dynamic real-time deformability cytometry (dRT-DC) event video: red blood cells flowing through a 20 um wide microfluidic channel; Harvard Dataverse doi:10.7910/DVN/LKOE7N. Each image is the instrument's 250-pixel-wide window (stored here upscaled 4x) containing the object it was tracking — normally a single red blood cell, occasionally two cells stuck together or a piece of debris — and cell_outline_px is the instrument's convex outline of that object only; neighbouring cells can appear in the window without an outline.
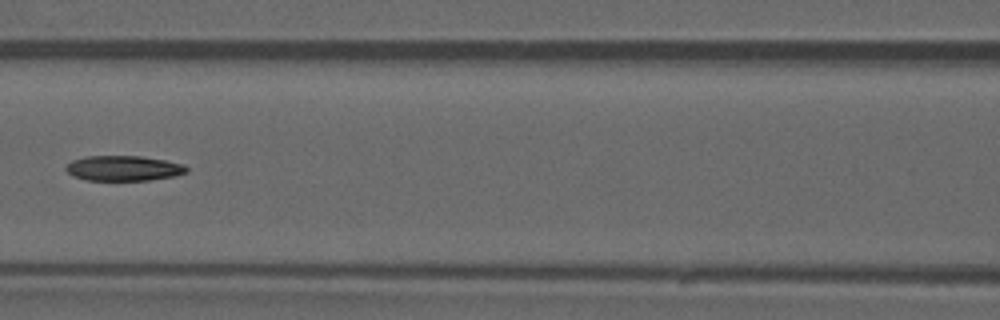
{"species": "common noctule bat (a hibernating species)", "species_latin": "Nyctalus noctula", "temperature_condition": "warm", "stored_images_in_passage": 34, "camera_frame_rate_fps": 3000, "um_per_image_px": 0.085, "animal": {"sex": "male", "forearm_length_mm": 52.5}, "frame": {"image": 1, "passage_image": 10, "time_ms": 3.0, "image_size_px": [1000, 320], "cell_outline_px": [[188, 172], [172, 176], [148, 180], [88, 180], [76, 176], [68, 172], [64, 168], [72, 160], [84, 156], [140, 156], [164, 160], [184, 164], [188, 168]], "centroid_in_image_um": [10.51, 14.29], "position_along_channel_um": 156.1, "area_um2": 17.51}}